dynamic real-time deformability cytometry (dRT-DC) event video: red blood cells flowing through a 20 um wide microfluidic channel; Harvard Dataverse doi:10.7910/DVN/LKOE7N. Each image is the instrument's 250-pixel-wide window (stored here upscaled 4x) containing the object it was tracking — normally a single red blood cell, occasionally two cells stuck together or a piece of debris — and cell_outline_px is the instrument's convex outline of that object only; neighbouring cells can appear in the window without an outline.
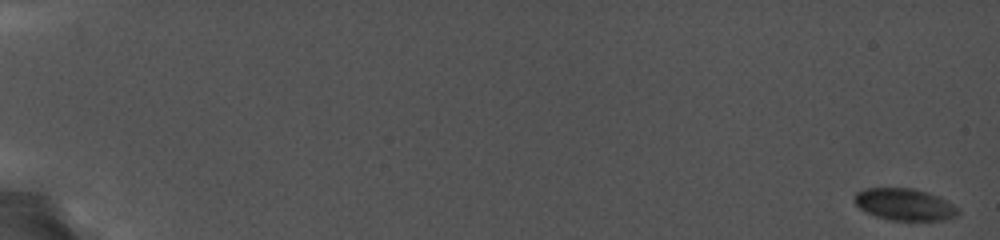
{"species": "common noctule bat (a hibernating species)", "species_latin": "Nyctalus noctula", "temperature_condition": "cold", "stored_images_in_passage": 90, "camera_frame_rate_fps": 5000, "um_per_image_px": 0.085, "animal": {"sex": "female", "body_mass_g": 19.0, "forearm_length_mm": 56.7}, "frame": {"image": 1, "passage_image": 1, "time_ms": 0.0, "image_size_px": [1000, 240], "cell_outline_px": [[960, 212], [956, 216], [944, 220], [888, 220], [876, 216], [860, 208], [852, 200], [856, 192], [864, 188], [912, 188], [928, 192], [940, 196], [960, 208]], "centroid_in_image_um": [76.91, 17.37], "position_along_channel_um": 8.1, "area_um2": 19.48}}
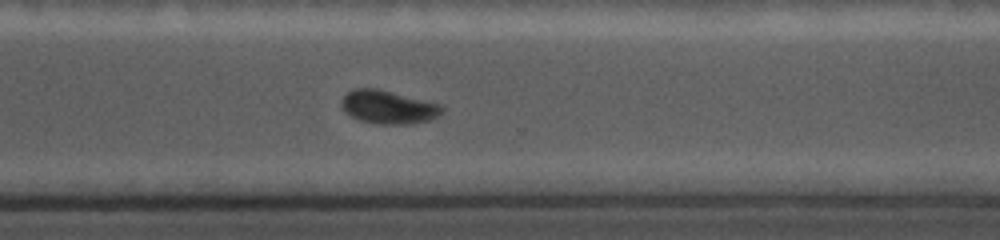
{"frame": {"image": 2, "passage_image": 74, "time_ms": 14.6, "image_size_px": [1000, 240], "cell_outline_px": [[444, 112], [428, 120], [408, 124], [376, 124], [360, 120], [352, 116], [340, 104], [344, 96], [352, 88], [380, 88], [444, 104]], "centroid_in_image_um": [33.06, 9.08], "position_along_channel_um": 337.5, "area_um2": 19.77}}
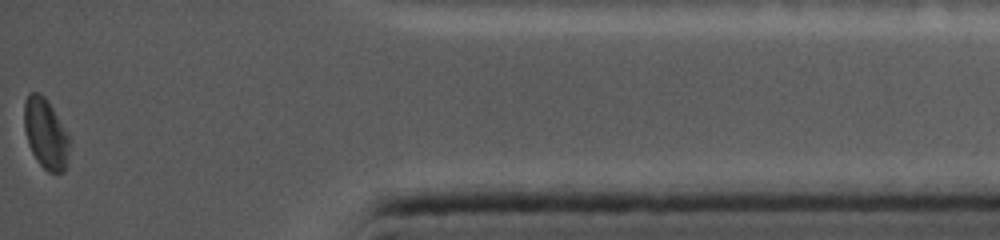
{"frame": {"image": 3, "passage_image": 90, "time_ms": 17.8, "image_size_px": [1000, 240], "cell_outline_px": [[72, 140], [68, 164], [64, 172], [48, 172], [36, 160], [28, 144], [24, 128], [24, 100], [28, 92], [40, 92], [48, 100], [68, 132]], "centroid_in_image_um": [3.92, 11.35], "position_along_channel_um": 431.3, "area_um2": 19.25}}